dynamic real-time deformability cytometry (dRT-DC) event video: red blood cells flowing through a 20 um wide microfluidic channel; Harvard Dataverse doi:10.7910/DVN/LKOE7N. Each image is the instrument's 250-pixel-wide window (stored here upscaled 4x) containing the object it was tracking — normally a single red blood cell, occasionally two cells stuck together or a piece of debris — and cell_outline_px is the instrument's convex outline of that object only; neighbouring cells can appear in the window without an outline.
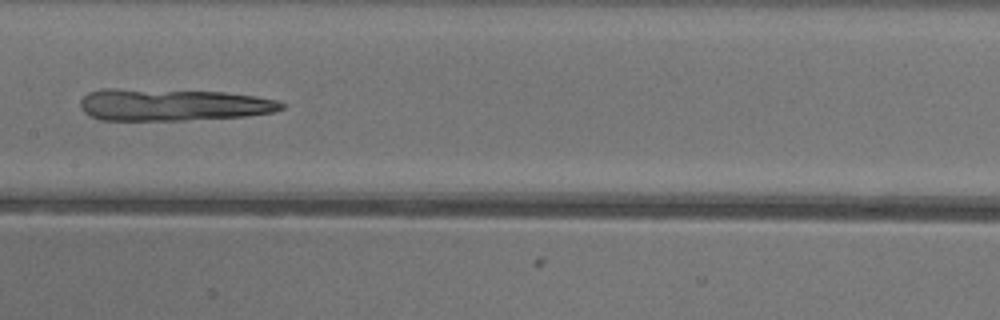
{"species": "common noctule bat (a hibernating species)", "species_latin": "Nyctalus noctula", "temperature_condition": "warm", "stored_images_in_passage": 48, "camera_frame_rate_fps": 3000, "um_per_image_px": 0.085, "animal": {"sex": "female"}, "frame": {"image": 1, "passage_image": 23, "time_ms": 7.333, "image_size_px": [1000, 320], "cell_outline_px": [[284, 108], [272, 112], [244, 116], [184, 120], [100, 120], [84, 112], [80, 104], [80, 100], [88, 92], [104, 88], [116, 88], [224, 92], [256, 96], [276, 100], [284, 104]], "centroid_in_image_um": [14.64, 8.9], "position_along_channel_um": 192.8, "area_um2": 37.51}}
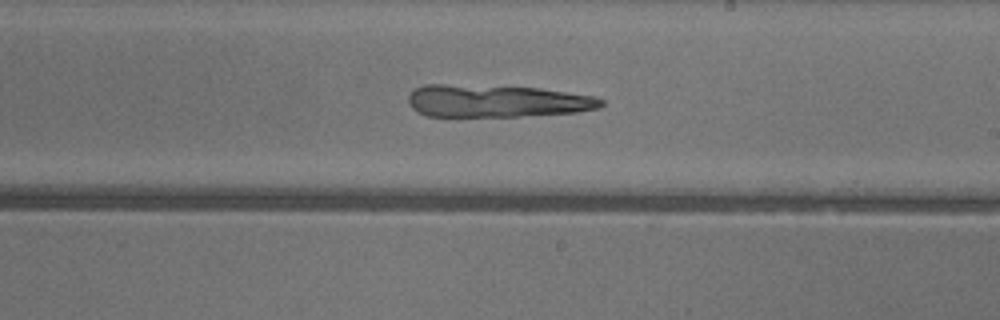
{"frame": {"image": 2, "passage_image": 27, "time_ms": 8.667, "image_size_px": [1000, 320], "cell_outline_px": [[604, 104], [600, 108], [576, 112], [516, 116], [428, 116], [412, 108], [408, 100], [408, 96], [416, 88], [424, 84], [444, 84], [540, 88], [596, 96], [604, 100]], "centroid_in_image_um": [42.25, 8.58], "position_along_channel_um": 246.7, "area_um2": 36.3}}
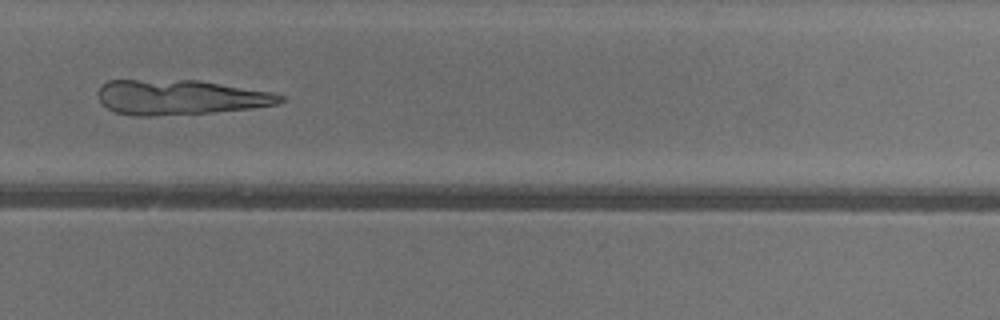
{"frame": {"image": 3, "passage_image": 32, "time_ms": 10.333, "image_size_px": [1000, 320], "cell_outline_px": [[284, 100], [276, 104], [252, 108], [208, 112], [152, 116], [132, 116], [116, 112], [108, 108], [100, 100], [96, 92], [108, 80], [200, 80], [272, 92], [284, 96]], "centroid_in_image_um": [15.3, 8.26], "position_along_channel_um": 314.5, "area_um2": 36.93}}